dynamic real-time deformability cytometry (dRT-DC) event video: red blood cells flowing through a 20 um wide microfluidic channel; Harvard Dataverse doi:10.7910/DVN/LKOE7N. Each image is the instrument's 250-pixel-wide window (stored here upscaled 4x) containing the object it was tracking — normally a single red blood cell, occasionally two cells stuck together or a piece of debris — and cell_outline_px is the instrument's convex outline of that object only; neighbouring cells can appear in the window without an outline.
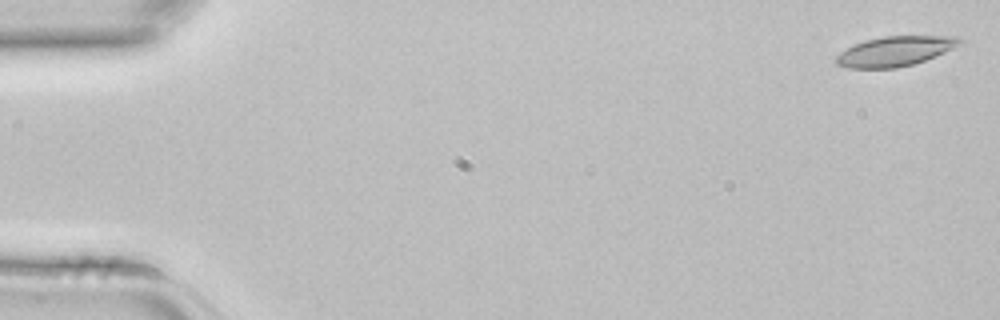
{"species": "common noctule bat (a hibernating species)", "species_latin": "Nyctalus noctula", "temperature_condition": "room temperature", "stored_images_in_passage": 4, "camera_frame_rate_fps": 3000, "um_per_image_px": 0.085, "animal": {"sex": "female", "body_mass_g": 22.7, "forearm_length_mm": 54.2}, "frame": {"image": 1, "passage_image": 1, "time_ms": 0.0, "image_size_px": [1000, 320], "cell_outline_px": [[964, 44], [924, 60], [912, 64], [896, 68], [848, 68], [836, 64], [836, 56], [840, 52], [864, 40], [884, 36], [960, 36], [964, 40]], "centroid_in_image_um": [76.12, 4.34], "position_along_channel_um": 8.9, "area_um2": 21.44}}
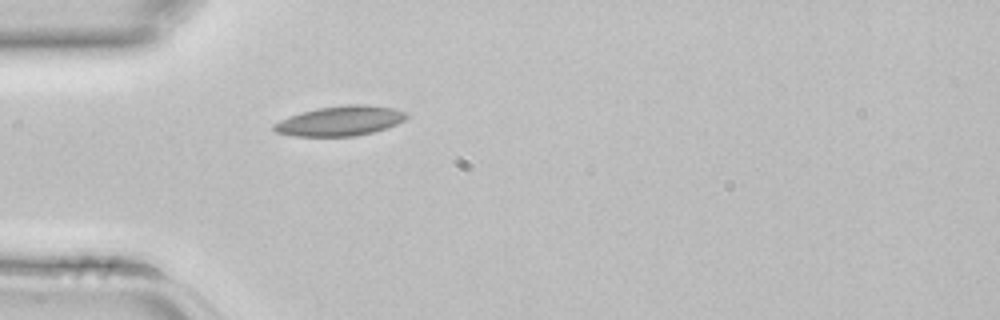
{"frame": {"image": 2, "passage_image": 4, "time_ms": 1.0, "image_size_px": [1000, 320], "cell_outline_px": [[408, 116], [404, 120], [388, 128], [356, 136], [292, 136], [276, 132], [272, 128], [272, 124], [280, 120], [316, 108], [348, 104], [368, 104], [392, 108], [408, 112]], "centroid_in_image_um": [28.94, 10.27], "position_along_channel_um": 56.1, "area_um2": 23.06}}